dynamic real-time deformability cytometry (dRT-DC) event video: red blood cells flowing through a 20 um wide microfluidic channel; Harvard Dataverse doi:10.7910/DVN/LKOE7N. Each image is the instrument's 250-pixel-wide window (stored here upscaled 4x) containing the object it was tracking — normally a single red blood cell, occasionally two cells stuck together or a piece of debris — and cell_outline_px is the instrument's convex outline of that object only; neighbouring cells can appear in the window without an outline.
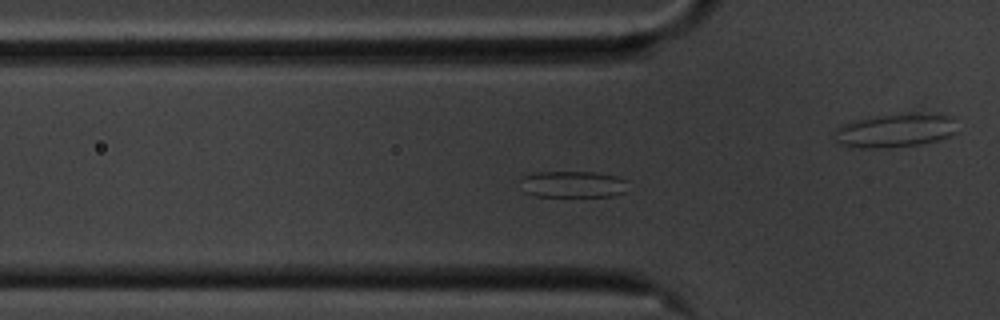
{"species": "common noctule bat (a hibernating species)", "species_latin": "Nyctalus noctula", "temperature_condition": "cold", "stored_images_in_passage": 45, "camera_frame_rate_fps": 3000, "um_per_image_px": 0.085, "animal": {"sex": "male", "body_mass_g": 20.1, "forearm_length_mm": 53.5}, "frame": {"image": 1, "passage_image": 5, "time_ms": 1.333, "image_size_px": [1000, 320], "cell_outline_px": [[628, 180], [624, 192], [612, 196], [536, 196], [524, 192], [520, 180], [524, 176], [536, 172], [596, 172], [616, 176]], "centroid_in_image_um": [48.7, 15.66], "position_along_channel_um": 77.1, "area_um2": 16.65}}
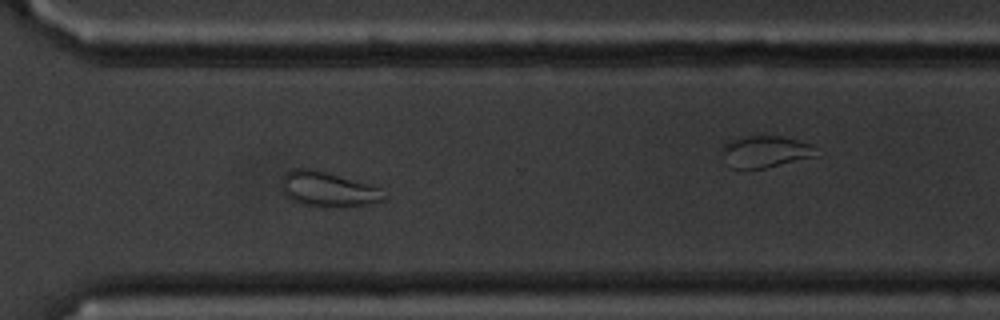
{"frame": {"image": 2, "passage_image": 28, "time_ms": 9.0, "image_size_px": [1000, 320], "cell_outline_px": [[388, 196], [384, 200], [368, 204], [300, 204], [292, 200], [280, 188], [280, 180], [284, 172], [292, 168], [312, 168], [368, 184], [380, 188]], "centroid_in_image_um": [27.81, 16.02], "position_along_channel_um": 342.8, "area_um2": 20.17}}
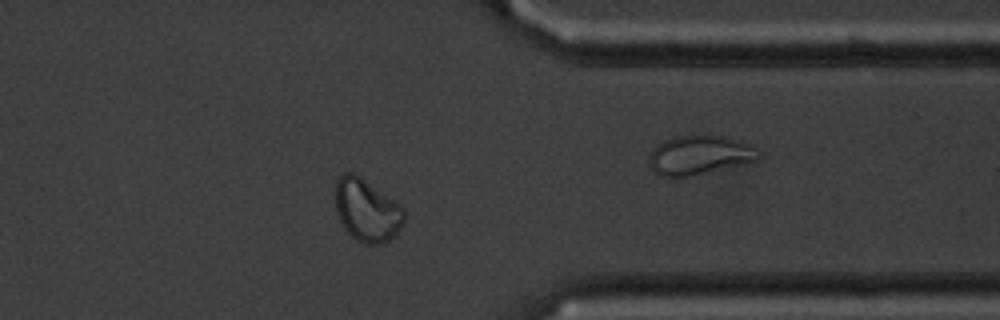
{"frame": {"image": 3, "passage_image": 32, "time_ms": 10.333, "image_size_px": [1000, 320], "cell_outline_px": [[404, 220], [400, 228], [388, 240], [380, 244], [364, 244], [356, 240], [344, 228], [336, 212], [336, 180], [344, 172], [352, 172], [360, 176], [400, 204], [404, 208]], "centroid_in_image_um": [31.17, 17.86], "position_along_channel_um": 380.2, "area_um2": 24.91}, "authors_computed_cell_mechanics": {"area_um2": 18.496, "velocity_mm_per_s": 3.463, "shape_relaxation_time_tau1_ms": null, "shape_relaxation_time_tau2_ms": 3.7968, "deformation_change_tau1": null, "deformation_change_tau2": 0.0925}}